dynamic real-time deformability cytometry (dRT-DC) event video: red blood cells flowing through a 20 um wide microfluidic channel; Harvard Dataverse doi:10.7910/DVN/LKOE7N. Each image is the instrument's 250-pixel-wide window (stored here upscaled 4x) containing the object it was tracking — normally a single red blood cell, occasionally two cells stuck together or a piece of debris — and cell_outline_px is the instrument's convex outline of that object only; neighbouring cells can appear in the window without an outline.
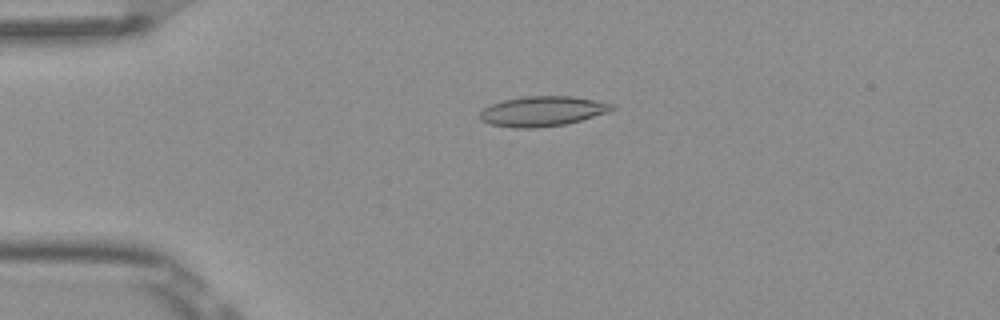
{"species": "Egyptian fruit bat (a non-hibernating species)", "species_latin": "Rousettus aegyptiacus", "temperature_condition": "room temperature", "stored_images_in_passage": 5, "camera_frame_rate_fps": 3000, "um_per_image_px": 0.085, "frame": {"image": 1, "passage_image": 3, "time_ms": 0.667, "image_size_px": [1000, 320], "cell_outline_px": [[616, 108], [608, 112], [580, 120], [564, 124], [536, 128], [516, 128], [488, 124], [480, 120], [480, 112], [484, 108], [492, 104], [504, 100], [528, 96], [572, 96], [616, 104]], "centroid_in_image_um": [46.11, 9.46], "position_along_channel_um": 38.9, "area_um2": 23.0}}
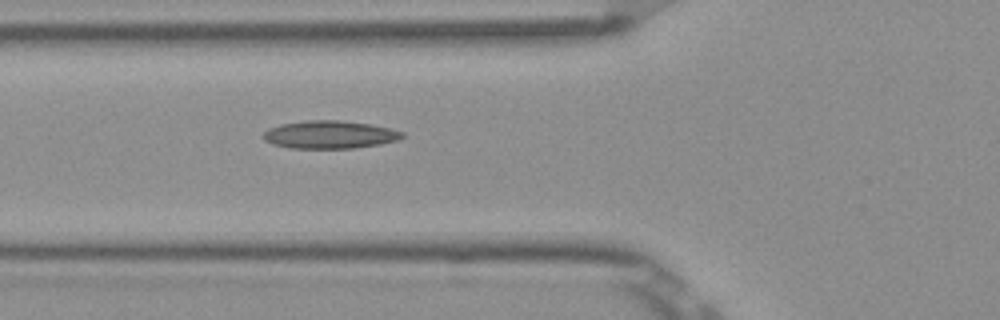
{"frame": {"image": 2, "passage_image": 5, "time_ms": 1.333, "image_size_px": [1000, 320], "cell_outline_px": [[404, 136], [400, 140], [380, 144], [352, 148], [288, 148], [272, 144], [264, 140], [264, 132], [268, 128], [280, 124], [308, 120], [340, 120], [368, 124], [388, 128], [404, 132]], "centroid_in_image_um": [28.01, 11.44], "position_along_channel_um": 97.8, "area_um2": 22.54}}